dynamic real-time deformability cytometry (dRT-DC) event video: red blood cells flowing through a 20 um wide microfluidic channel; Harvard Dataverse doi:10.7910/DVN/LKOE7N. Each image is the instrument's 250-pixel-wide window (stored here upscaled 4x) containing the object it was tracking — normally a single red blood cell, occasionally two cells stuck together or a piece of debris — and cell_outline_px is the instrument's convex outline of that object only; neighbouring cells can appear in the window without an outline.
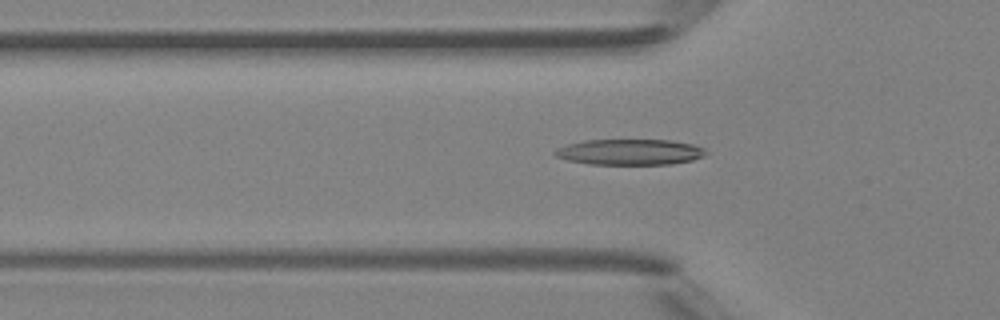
{"species": "Egyptian fruit bat (a non-hibernating species)", "species_latin": "Rousettus aegyptiacus", "temperature_condition": "room temperature", "stored_images_in_passage": 33, "camera_frame_rate_fps": 3000, "um_per_image_px": 0.085, "animal": {"sex": "female"}, "frame": {"image": 1, "passage_image": 7, "time_ms": 2.0, "image_size_px": [1000, 320], "cell_outline_px": [[708, 152], [704, 156], [692, 160], [668, 164], [588, 164], [568, 160], [556, 156], [552, 152], [556, 148], [568, 144], [584, 140], [672, 140], [692, 144], [704, 148]], "centroid_in_image_um": [53.53, 12.92], "position_along_channel_um": 72.3, "area_um2": 22.66}}
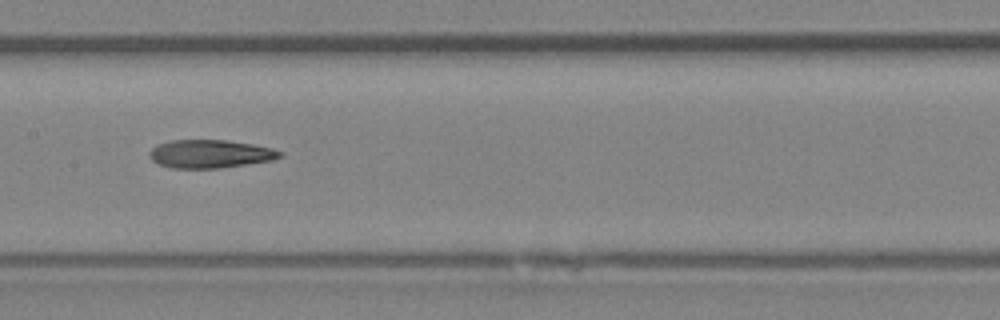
{"frame": {"image": 2, "passage_image": 15, "time_ms": 4.667, "image_size_px": [1000, 320], "cell_outline_px": [[284, 152], [280, 156], [272, 160], [220, 168], [172, 168], [160, 164], [152, 160], [148, 156], [148, 152], [156, 144], [168, 140], [228, 140], [252, 144], [272, 148]], "centroid_in_image_um": [17.82, 13.07], "position_along_channel_um": 189.6, "area_um2": 21.5}}
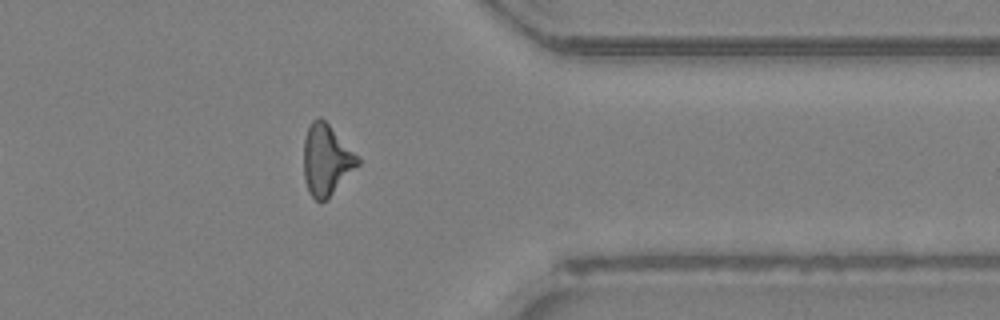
{"frame": {"image": 3, "passage_image": 29, "time_ms": 9.333, "image_size_px": [1000, 320], "cell_outline_px": [[360, 164], [328, 200], [316, 200], [308, 192], [304, 180], [304, 140], [308, 128], [312, 120], [320, 116], [360, 156]], "centroid_in_image_um": [27.77, 13.61], "position_along_channel_um": 383.6, "area_um2": 22.54}, "authors_computed_cell_mechanics": {"area_um2": 21.7328, "velocity_mm_per_s": 4.401, "shape_relaxation_time_tau1_ms": 6.8028, "shape_relaxation_time_tau2_ms": 5.3281, "deformation_change_tau1": 0.22, "deformation_change_tau2": 0.1931}}